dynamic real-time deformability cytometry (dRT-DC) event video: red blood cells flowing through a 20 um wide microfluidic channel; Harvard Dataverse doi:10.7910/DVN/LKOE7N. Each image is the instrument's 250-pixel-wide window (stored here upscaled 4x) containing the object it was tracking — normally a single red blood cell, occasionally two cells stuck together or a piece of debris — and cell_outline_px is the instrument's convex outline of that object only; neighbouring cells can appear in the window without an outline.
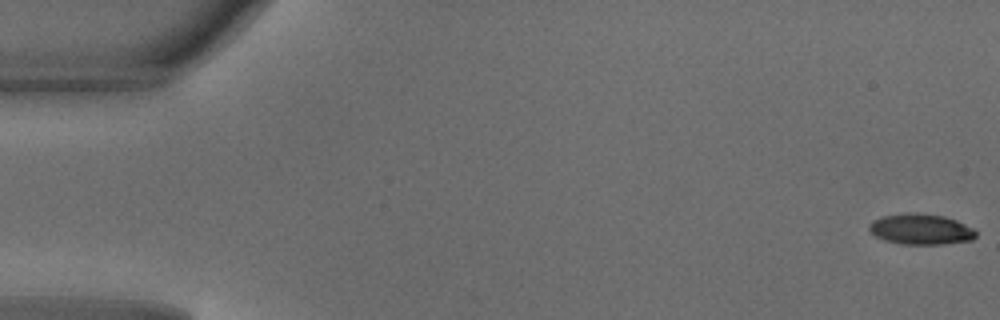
{"species": "common noctule bat (a hibernating species)", "species_latin": "Nyctalus noctula", "temperature_condition": "warm", "stored_images_in_passage": 50, "camera_frame_rate_fps": 3000, "um_per_image_px": 0.085, "animal": {"sex": "male", "body_mass_g": 18.8}, "frame": {"image": 1, "passage_image": 1, "time_ms": 0.0, "image_size_px": [1000, 320], "cell_outline_px": [[976, 236], [972, 240], [944, 244], [900, 244], [884, 240], [876, 236], [868, 228], [868, 224], [872, 220], [884, 216], [908, 212], [916, 212], [944, 216], [956, 220], [972, 228], [976, 232]], "centroid_in_image_um": [78.25, 19.48], "position_along_channel_um": 6.7, "area_um2": 19.13}}
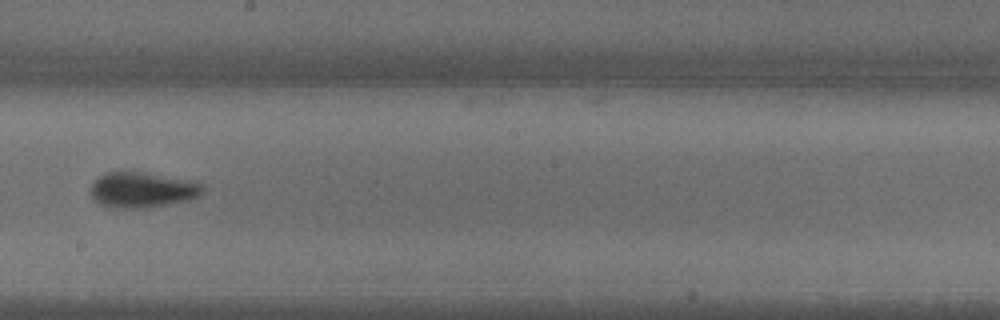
{"frame": {"image": 2, "passage_image": 28, "time_ms": 9.0, "image_size_px": [1000, 320], "cell_outline_px": [[204, 192], [200, 196], [192, 200], [148, 208], [116, 208], [100, 204], [92, 196], [92, 184], [100, 176], [108, 172], [144, 172], [192, 180], [204, 184]], "centroid_in_image_um": [12.19, 16.15], "position_along_channel_um": 236.0, "area_um2": 23.35}}
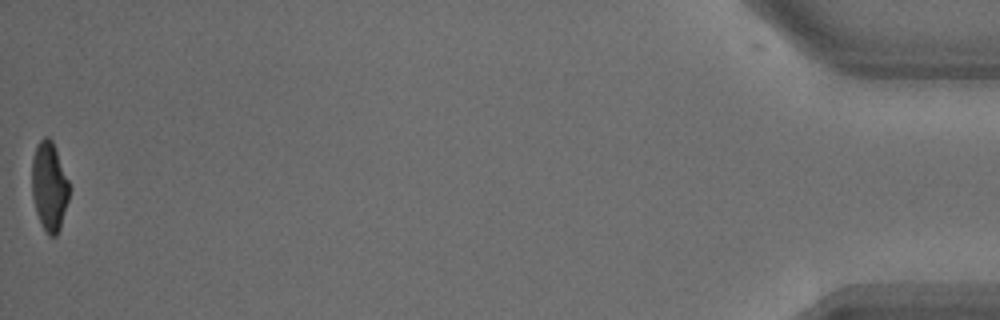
{"frame": {"image": 3, "passage_image": 49, "time_ms": 16.0, "image_size_px": [1000, 320], "cell_outline_px": [[68, 200], [60, 228], [56, 236], [48, 236], [44, 232], [36, 212], [32, 196], [32, 160], [36, 144], [44, 136], [48, 136], [52, 140], [68, 180]], "centroid_in_image_um": [4.16, 15.85], "position_along_channel_um": 431.0, "area_um2": 19.31}, "authors_computed_cell_mechanics": {"area_um2": 21.1259, "velocity_mm_per_s": 4.1688, "shape_relaxation_time_tau1_ms": 4.2431, "shape_relaxation_time_tau2_ms": 0.8504, "deformation_change_tau1": 0.1607, "deformation_change_tau2": 0.0477}}